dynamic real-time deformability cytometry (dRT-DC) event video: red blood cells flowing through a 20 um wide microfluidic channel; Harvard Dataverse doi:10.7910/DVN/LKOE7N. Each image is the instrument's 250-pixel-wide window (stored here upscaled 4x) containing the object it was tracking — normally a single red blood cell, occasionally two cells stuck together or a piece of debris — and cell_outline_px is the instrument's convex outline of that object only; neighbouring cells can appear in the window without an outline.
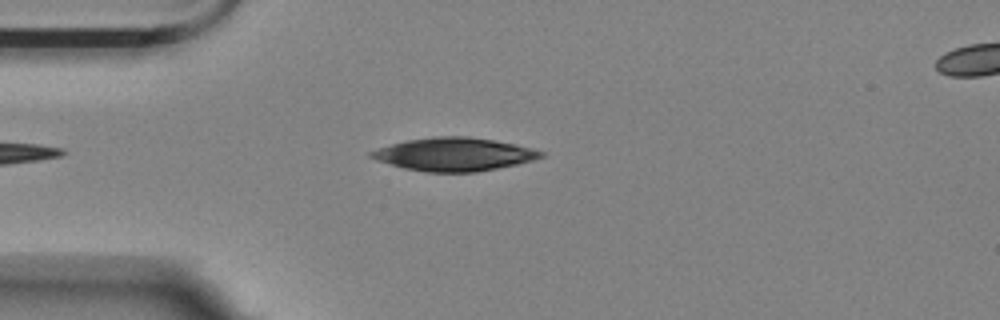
{"species": "Egyptian fruit bat (a non-hibernating species)", "species_latin": "Rousettus aegyptiacus", "temperature_condition": "room temperature", "stored_images_in_passage": 9, "camera_frame_rate_fps": 3000, "um_per_image_px": 0.085, "animal": {"sex": "female"}, "frame": {"image": 1, "passage_image": 4, "time_ms": 1.0, "image_size_px": [1000, 320], "cell_outline_px": [[544, 156], [532, 160], [516, 164], [476, 172], [428, 172], [404, 168], [376, 160], [368, 156], [368, 152], [392, 144], [408, 140], [436, 136], [468, 136], [516, 144], [532, 148], [544, 152]], "centroid_in_image_um": [38.59, 13.11], "position_along_channel_um": 46.4, "area_um2": 32.54}}
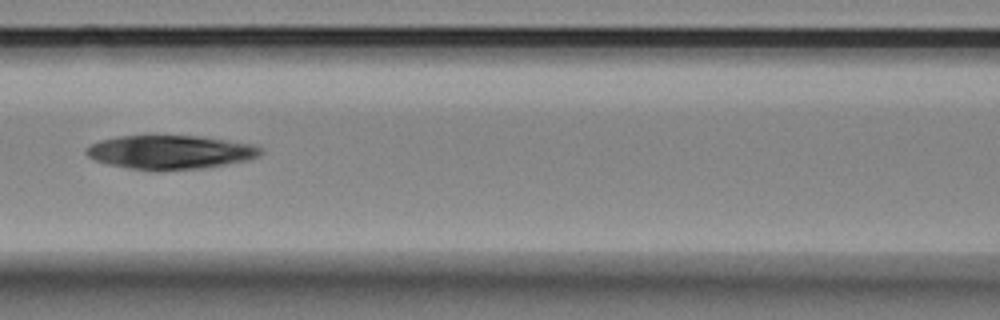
{"frame": {"image": 2, "passage_image": 7, "time_ms": 2.0, "image_size_px": [1000, 320], "cell_outline_px": [[264, 152], [260, 156], [248, 160], [204, 168], [156, 172], [128, 168], [108, 164], [96, 160], [88, 156], [84, 152], [84, 148], [100, 140], [120, 136], [152, 132], [200, 136], [252, 144], [264, 148]], "centroid_in_image_um": [14.45, 12.9], "position_along_channel_um": 152.1, "area_um2": 35.95}}
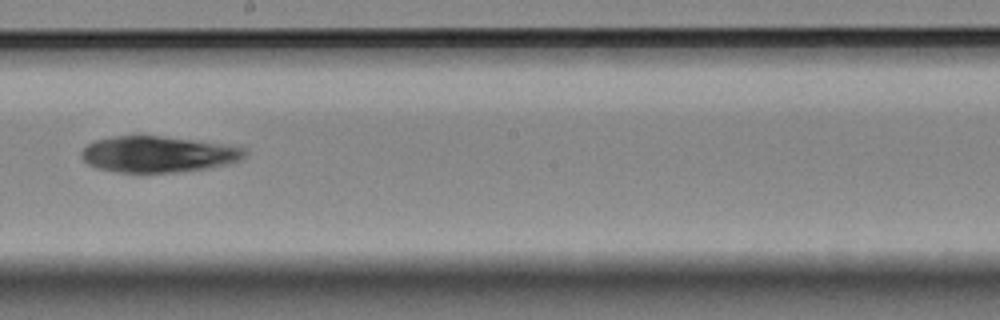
{"frame": {"image": 3, "passage_image": 9, "time_ms": 2.667, "image_size_px": [1000, 320], "cell_outline_px": [[248, 152], [244, 156], [236, 160], [224, 164], [204, 168], [168, 172], [120, 172], [96, 168], [88, 164], [80, 156], [80, 152], [88, 144], [96, 140], [112, 136], [140, 132], [244, 144], [248, 148]], "centroid_in_image_um": [13.51, 13.02], "position_along_channel_um": 234.7, "area_um2": 36.07}}